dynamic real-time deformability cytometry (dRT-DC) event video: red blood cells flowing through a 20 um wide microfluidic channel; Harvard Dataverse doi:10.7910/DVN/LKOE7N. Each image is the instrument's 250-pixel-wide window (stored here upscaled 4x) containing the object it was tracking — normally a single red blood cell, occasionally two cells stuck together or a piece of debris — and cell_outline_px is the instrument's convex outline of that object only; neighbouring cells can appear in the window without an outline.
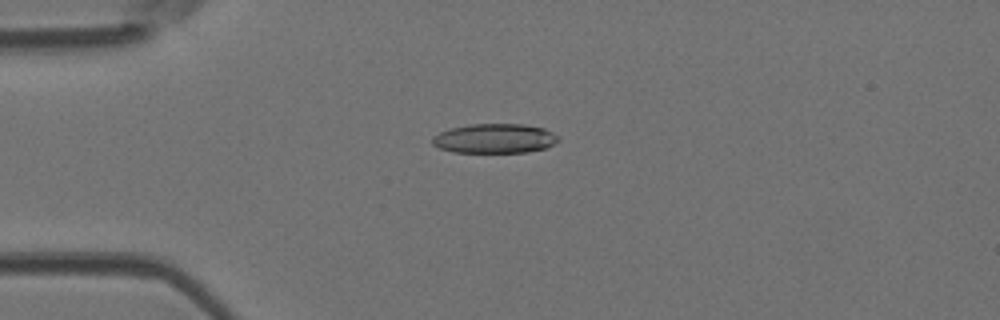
{"species": "Egyptian fruit bat (a non-hibernating species)", "species_latin": "Rousettus aegyptiacus", "temperature_condition": "room temperature", "stored_images_in_passage": 7, "camera_frame_rate_fps": 3000, "um_per_image_px": 0.085, "animal": {"sex": "female"}, "frame": {"image": 1, "passage_image": 4, "time_ms": 1.0, "image_size_px": [1000, 320], "cell_outline_px": [[560, 140], [544, 148], [528, 152], [452, 152], [440, 148], [432, 144], [432, 136], [440, 132], [452, 128], [472, 124], [524, 124], [544, 128], [560, 136]], "centroid_in_image_um": [42.06, 11.77], "position_along_channel_um": 42.9, "area_um2": 21.62}}
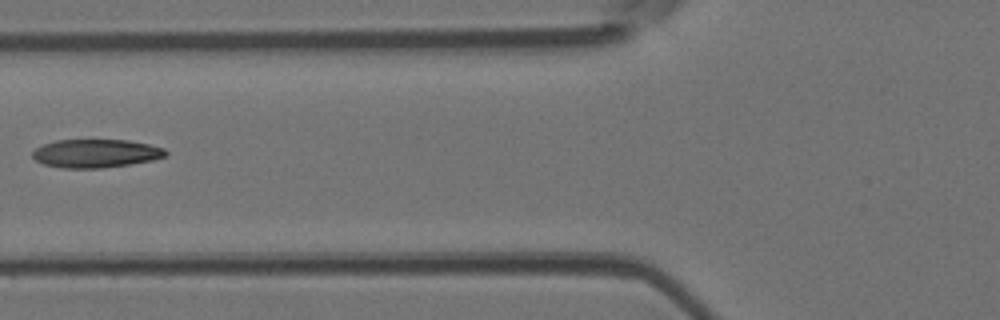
{"frame": {"image": 2, "passage_image": 6, "time_ms": 1.667, "image_size_px": [1000, 320], "cell_outline_px": [[168, 152], [164, 156], [152, 160], [128, 164], [100, 168], [64, 168], [44, 164], [36, 160], [32, 156], [32, 152], [36, 148], [44, 144], [56, 140], [128, 140], [148, 144], [164, 148]], "centroid_in_image_um": [8.13, 13.03], "position_along_channel_um": 117.7, "area_um2": 21.79}}
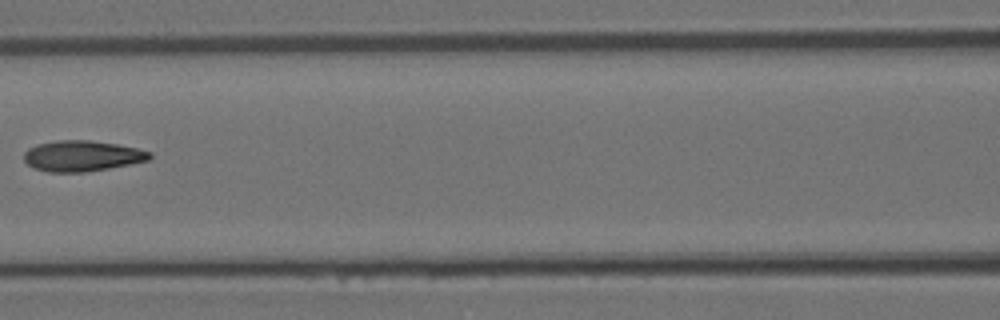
{"frame": {"image": 3, "passage_image": 7, "time_ms": 2.0, "image_size_px": [1000, 320], "cell_outline_px": [[152, 156], [148, 160], [108, 168], [84, 172], [48, 172], [32, 168], [24, 160], [24, 152], [28, 148], [36, 144], [56, 140], [88, 140], [116, 144], [136, 148], [152, 152]], "centroid_in_image_um": [6.93, 13.25], "position_along_channel_um": 159.7, "area_um2": 22.48}}